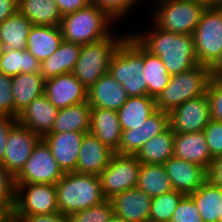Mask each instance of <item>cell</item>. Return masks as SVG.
I'll use <instances>...</instances> for the list:
<instances>
[{"instance_id":"6da1fadb","label":"cell","mask_w":222,"mask_h":222,"mask_svg":"<svg viewBox=\"0 0 222 222\" xmlns=\"http://www.w3.org/2000/svg\"><path fill=\"white\" fill-rule=\"evenodd\" d=\"M133 36L148 51L161 59L171 76L198 65L193 35L166 32L154 24V31L145 35L140 32Z\"/></svg>"},{"instance_id":"7a4b0ae2","label":"cell","mask_w":222,"mask_h":222,"mask_svg":"<svg viewBox=\"0 0 222 222\" xmlns=\"http://www.w3.org/2000/svg\"><path fill=\"white\" fill-rule=\"evenodd\" d=\"M143 45L133 36L119 45L113 54L108 73L122 85L128 97L148 95L144 78Z\"/></svg>"},{"instance_id":"3957f363","label":"cell","mask_w":222,"mask_h":222,"mask_svg":"<svg viewBox=\"0 0 222 222\" xmlns=\"http://www.w3.org/2000/svg\"><path fill=\"white\" fill-rule=\"evenodd\" d=\"M55 186L58 210L66 216L106 199L102 192L100 176L97 175L64 173Z\"/></svg>"},{"instance_id":"277c9868","label":"cell","mask_w":222,"mask_h":222,"mask_svg":"<svg viewBox=\"0 0 222 222\" xmlns=\"http://www.w3.org/2000/svg\"><path fill=\"white\" fill-rule=\"evenodd\" d=\"M114 20L94 3L76 12L62 16L59 25L63 41L80 45L100 41L110 34Z\"/></svg>"},{"instance_id":"5b68a950","label":"cell","mask_w":222,"mask_h":222,"mask_svg":"<svg viewBox=\"0 0 222 222\" xmlns=\"http://www.w3.org/2000/svg\"><path fill=\"white\" fill-rule=\"evenodd\" d=\"M211 78V68L201 64L171 76L168 85L156 99L157 109L170 113L184 102L207 94Z\"/></svg>"},{"instance_id":"8992f818","label":"cell","mask_w":222,"mask_h":222,"mask_svg":"<svg viewBox=\"0 0 222 222\" xmlns=\"http://www.w3.org/2000/svg\"><path fill=\"white\" fill-rule=\"evenodd\" d=\"M112 36L111 34L100 41L81 45L79 57L72 73L87 89L95 84L101 76L108 73L113 54L126 39V36L122 38Z\"/></svg>"},{"instance_id":"52a82bcc","label":"cell","mask_w":222,"mask_h":222,"mask_svg":"<svg viewBox=\"0 0 222 222\" xmlns=\"http://www.w3.org/2000/svg\"><path fill=\"white\" fill-rule=\"evenodd\" d=\"M153 23L166 32L193 35L206 6L195 0H160Z\"/></svg>"},{"instance_id":"ba28073f","label":"cell","mask_w":222,"mask_h":222,"mask_svg":"<svg viewBox=\"0 0 222 222\" xmlns=\"http://www.w3.org/2000/svg\"><path fill=\"white\" fill-rule=\"evenodd\" d=\"M193 36L198 64L212 68L222 55V6L206 7Z\"/></svg>"},{"instance_id":"9c48e42d","label":"cell","mask_w":222,"mask_h":222,"mask_svg":"<svg viewBox=\"0 0 222 222\" xmlns=\"http://www.w3.org/2000/svg\"><path fill=\"white\" fill-rule=\"evenodd\" d=\"M140 168L141 162L135 155L114 153L109 165L99 175L104 197L111 199L137 187Z\"/></svg>"},{"instance_id":"30bf717a","label":"cell","mask_w":222,"mask_h":222,"mask_svg":"<svg viewBox=\"0 0 222 222\" xmlns=\"http://www.w3.org/2000/svg\"><path fill=\"white\" fill-rule=\"evenodd\" d=\"M13 215L51 214L59 212L56 186L43 183H15Z\"/></svg>"},{"instance_id":"8fae6325","label":"cell","mask_w":222,"mask_h":222,"mask_svg":"<svg viewBox=\"0 0 222 222\" xmlns=\"http://www.w3.org/2000/svg\"><path fill=\"white\" fill-rule=\"evenodd\" d=\"M63 175L64 172L55 161L50 147L41 139L34 147L20 173L15 177V183L55 185Z\"/></svg>"},{"instance_id":"7c38bea8","label":"cell","mask_w":222,"mask_h":222,"mask_svg":"<svg viewBox=\"0 0 222 222\" xmlns=\"http://www.w3.org/2000/svg\"><path fill=\"white\" fill-rule=\"evenodd\" d=\"M42 138L16 122L8 133L6 151L1 164L15 178Z\"/></svg>"},{"instance_id":"4fadbf2b","label":"cell","mask_w":222,"mask_h":222,"mask_svg":"<svg viewBox=\"0 0 222 222\" xmlns=\"http://www.w3.org/2000/svg\"><path fill=\"white\" fill-rule=\"evenodd\" d=\"M170 127L175 134L203 131L211 120L207 94L192 98L170 113Z\"/></svg>"},{"instance_id":"5bb4252c","label":"cell","mask_w":222,"mask_h":222,"mask_svg":"<svg viewBox=\"0 0 222 222\" xmlns=\"http://www.w3.org/2000/svg\"><path fill=\"white\" fill-rule=\"evenodd\" d=\"M169 127V113L157 109L139 126L122 131L118 153L135 155L144 143L155 135L166 131Z\"/></svg>"},{"instance_id":"9a60e30c","label":"cell","mask_w":222,"mask_h":222,"mask_svg":"<svg viewBox=\"0 0 222 222\" xmlns=\"http://www.w3.org/2000/svg\"><path fill=\"white\" fill-rule=\"evenodd\" d=\"M88 89L70 72L45 80L44 94L57 109L87 101Z\"/></svg>"},{"instance_id":"2e32d148","label":"cell","mask_w":222,"mask_h":222,"mask_svg":"<svg viewBox=\"0 0 222 222\" xmlns=\"http://www.w3.org/2000/svg\"><path fill=\"white\" fill-rule=\"evenodd\" d=\"M163 165L173 189L184 195L195 192L207 180V170L196 163L173 156Z\"/></svg>"},{"instance_id":"e0dca14e","label":"cell","mask_w":222,"mask_h":222,"mask_svg":"<svg viewBox=\"0 0 222 222\" xmlns=\"http://www.w3.org/2000/svg\"><path fill=\"white\" fill-rule=\"evenodd\" d=\"M110 201L114 215L125 222H149L152 198L137 187L114 195Z\"/></svg>"},{"instance_id":"ac0fdd59","label":"cell","mask_w":222,"mask_h":222,"mask_svg":"<svg viewBox=\"0 0 222 222\" xmlns=\"http://www.w3.org/2000/svg\"><path fill=\"white\" fill-rule=\"evenodd\" d=\"M85 133L64 132L48 133L42 139L50 147L55 161L64 173L76 172V166Z\"/></svg>"},{"instance_id":"d6986e66","label":"cell","mask_w":222,"mask_h":222,"mask_svg":"<svg viewBox=\"0 0 222 222\" xmlns=\"http://www.w3.org/2000/svg\"><path fill=\"white\" fill-rule=\"evenodd\" d=\"M115 152L105 146L95 135L88 132L83 135L76 166L80 174L99 176L109 165Z\"/></svg>"},{"instance_id":"ffe728a7","label":"cell","mask_w":222,"mask_h":222,"mask_svg":"<svg viewBox=\"0 0 222 222\" xmlns=\"http://www.w3.org/2000/svg\"><path fill=\"white\" fill-rule=\"evenodd\" d=\"M58 111L42 94L18 114L17 122L43 138L52 131Z\"/></svg>"},{"instance_id":"44dd1931","label":"cell","mask_w":222,"mask_h":222,"mask_svg":"<svg viewBox=\"0 0 222 222\" xmlns=\"http://www.w3.org/2000/svg\"><path fill=\"white\" fill-rule=\"evenodd\" d=\"M127 94L120 83L109 73L104 74L93 84L87 93L91 107L118 111L127 101Z\"/></svg>"},{"instance_id":"7402d4cb","label":"cell","mask_w":222,"mask_h":222,"mask_svg":"<svg viewBox=\"0 0 222 222\" xmlns=\"http://www.w3.org/2000/svg\"><path fill=\"white\" fill-rule=\"evenodd\" d=\"M90 130L105 146L118 153L122 130L117 111L91 107Z\"/></svg>"},{"instance_id":"603a6c76","label":"cell","mask_w":222,"mask_h":222,"mask_svg":"<svg viewBox=\"0 0 222 222\" xmlns=\"http://www.w3.org/2000/svg\"><path fill=\"white\" fill-rule=\"evenodd\" d=\"M173 156L196 163L206 170L213 161L203 131L175 134Z\"/></svg>"},{"instance_id":"cb8c5ba5","label":"cell","mask_w":222,"mask_h":222,"mask_svg":"<svg viewBox=\"0 0 222 222\" xmlns=\"http://www.w3.org/2000/svg\"><path fill=\"white\" fill-rule=\"evenodd\" d=\"M45 78L41 73H20L12 76L14 117L22 112L34 99L44 94Z\"/></svg>"},{"instance_id":"d4e9b609","label":"cell","mask_w":222,"mask_h":222,"mask_svg":"<svg viewBox=\"0 0 222 222\" xmlns=\"http://www.w3.org/2000/svg\"><path fill=\"white\" fill-rule=\"evenodd\" d=\"M62 41L59 26L33 25L27 37L26 49L41 62L56 52Z\"/></svg>"},{"instance_id":"484cf974","label":"cell","mask_w":222,"mask_h":222,"mask_svg":"<svg viewBox=\"0 0 222 222\" xmlns=\"http://www.w3.org/2000/svg\"><path fill=\"white\" fill-rule=\"evenodd\" d=\"M80 49V44L62 41L56 52L40 62V73L45 80L72 72Z\"/></svg>"},{"instance_id":"4316f807","label":"cell","mask_w":222,"mask_h":222,"mask_svg":"<svg viewBox=\"0 0 222 222\" xmlns=\"http://www.w3.org/2000/svg\"><path fill=\"white\" fill-rule=\"evenodd\" d=\"M157 110L156 99L145 95L128 97L117 111L121 130L134 129Z\"/></svg>"},{"instance_id":"83f0119b","label":"cell","mask_w":222,"mask_h":222,"mask_svg":"<svg viewBox=\"0 0 222 222\" xmlns=\"http://www.w3.org/2000/svg\"><path fill=\"white\" fill-rule=\"evenodd\" d=\"M90 110L88 101L59 109L50 133L81 132L90 130Z\"/></svg>"},{"instance_id":"f1b7e54d","label":"cell","mask_w":222,"mask_h":222,"mask_svg":"<svg viewBox=\"0 0 222 222\" xmlns=\"http://www.w3.org/2000/svg\"><path fill=\"white\" fill-rule=\"evenodd\" d=\"M195 202L204 222H219L222 218V188L208 179L189 195Z\"/></svg>"},{"instance_id":"f546056e","label":"cell","mask_w":222,"mask_h":222,"mask_svg":"<svg viewBox=\"0 0 222 222\" xmlns=\"http://www.w3.org/2000/svg\"><path fill=\"white\" fill-rule=\"evenodd\" d=\"M174 135L175 133L169 127L144 143L135 156L143 164H164L173 157Z\"/></svg>"},{"instance_id":"4dcf8cb0","label":"cell","mask_w":222,"mask_h":222,"mask_svg":"<svg viewBox=\"0 0 222 222\" xmlns=\"http://www.w3.org/2000/svg\"><path fill=\"white\" fill-rule=\"evenodd\" d=\"M18 12L33 25L59 26L62 20L55 0H18Z\"/></svg>"},{"instance_id":"1f68e13d","label":"cell","mask_w":222,"mask_h":222,"mask_svg":"<svg viewBox=\"0 0 222 222\" xmlns=\"http://www.w3.org/2000/svg\"><path fill=\"white\" fill-rule=\"evenodd\" d=\"M33 24L19 12L0 24V41L5 49L25 50L27 37Z\"/></svg>"},{"instance_id":"d6a6232c","label":"cell","mask_w":222,"mask_h":222,"mask_svg":"<svg viewBox=\"0 0 222 222\" xmlns=\"http://www.w3.org/2000/svg\"><path fill=\"white\" fill-rule=\"evenodd\" d=\"M137 188L151 198L174 190L163 164L141 163Z\"/></svg>"},{"instance_id":"836d02e7","label":"cell","mask_w":222,"mask_h":222,"mask_svg":"<svg viewBox=\"0 0 222 222\" xmlns=\"http://www.w3.org/2000/svg\"><path fill=\"white\" fill-rule=\"evenodd\" d=\"M144 78L148 85V96L157 99L168 85L171 75L163 62L143 46Z\"/></svg>"},{"instance_id":"e575fe53","label":"cell","mask_w":222,"mask_h":222,"mask_svg":"<svg viewBox=\"0 0 222 222\" xmlns=\"http://www.w3.org/2000/svg\"><path fill=\"white\" fill-rule=\"evenodd\" d=\"M0 72L11 77L20 73H40V62L27 49H5L0 57Z\"/></svg>"},{"instance_id":"d590c367","label":"cell","mask_w":222,"mask_h":222,"mask_svg":"<svg viewBox=\"0 0 222 222\" xmlns=\"http://www.w3.org/2000/svg\"><path fill=\"white\" fill-rule=\"evenodd\" d=\"M185 195L172 190L152 198L149 222H170L175 209Z\"/></svg>"},{"instance_id":"8d00e7d4","label":"cell","mask_w":222,"mask_h":222,"mask_svg":"<svg viewBox=\"0 0 222 222\" xmlns=\"http://www.w3.org/2000/svg\"><path fill=\"white\" fill-rule=\"evenodd\" d=\"M114 215L110 199L68 215L69 222H107Z\"/></svg>"},{"instance_id":"74e56055","label":"cell","mask_w":222,"mask_h":222,"mask_svg":"<svg viewBox=\"0 0 222 222\" xmlns=\"http://www.w3.org/2000/svg\"><path fill=\"white\" fill-rule=\"evenodd\" d=\"M15 178L0 162V209L4 213L12 211L15 202Z\"/></svg>"},{"instance_id":"f35d334b","label":"cell","mask_w":222,"mask_h":222,"mask_svg":"<svg viewBox=\"0 0 222 222\" xmlns=\"http://www.w3.org/2000/svg\"><path fill=\"white\" fill-rule=\"evenodd\" d=\"M170 222H204L199 210L189 195H185L175 209Z\"/></svg>"},{"instance_id":"ab89813d","label":"cell","mask_w":222,"mask_h":222,"mask_svg":"<svg viewBox=\"0 0 222 222\" xmlns=\"http://www.w3.org/2000/svg\"><path fill=\"white\" fill-rule=\"evenodd\" d=\"M209 152L213 159L222 156V122L211 119L204 128Z\"/></svg>"},{"instance_id":"60d3db41","label":"cell","mask_w":222,"mask_h":222,"mask_svg":"<svg viewBox=\"0 0 222 222\" xmlns=\"http://www.w3.org/2000/svg\"><path fill=\"white\" fill-rule=\"evenodd\" d=\"M99 9L106 12L113 20L123 17L139 0H91Z\"/></svg>"},{"instance_id":"b9f144b4","label":"cell","mask_w":222,"mask_h":222,"mask_svg":"<svg viewBox=\"0 0 222 222\" xmlns=\"http://www.w3.org/2000/svg\"><path fill=\"white\" fill-rule=\"evenodd\" d=\"M0 116L14 117L12 77L0 72Z\"/></svg>"},{"instance_id":"7bdbcfd3","label":"cell","mask_w":222,"mask_h":222,"mask_svg":"<svg viewBox=\"0 0 222 222\" xmlns=\"http://www.w3.org/2000/svg\"><path fill=\"white\" fill-rule=\"evenodd\" d=\"M207 96L210 103L211 119L222 122V78H211Z\"/></svg>"},{"instance_id":"ee69618b","label":"cell","mask_w":222,"mask_h":222,"mask_svg":"<svg viewBox=\"0 0 222 222\" xmlns=\"http://www.w3.org/2000/svg\"><path fill=\"white\" fill-rule=\"evenodd\" d=\"M18 222H69L68 217L60 212L51 214L14 215Z\"/></svg>"},{"instance_id":"f6af8a7d","label":"cell","mask_w":222,"mask_h":222,"mask_svg":"<svg viewBox=\"0 0 222 222\" xmlns=\"http://www.w3.org/2000/svg\"><path fill=\"white\" fill-rule=\"evenodd\" d=\"M16 122L15 117L0 116V162L4 159L8 133Z\"/></svg>"},{"instance_id":"bcb514c9","label":"cell","mask_w":222,"mask_h":222,"mask_svg":"<svg viewBox=\"0 0 222 222\" xmlns=\"http://www.w3.org/2000/svg\"><path fill=\"white\" fill-rule=\"evenodd\" d=\"M91 2V0H55L62 16L81 10Z\"/></svg>"},{"instance_id":"7dc6e473","label":"cell","mask_w":222,"mask_h":222,"mask_svg":"<svg viewBox=\"0 0 222 222\" xmlns=\"http://www.w3.org/2000/svg\"><path fill=\"white\" fill-rule=\"evenodd\" d=\"M207 179L222 188V156L213 159L207 170Z\"/></svg>"},{"instance_id":"c3c4849f","label":"cell","mask_w":222,"mask_h":222,"mask_svg":"<svg viewBox=\"0 0 222 222\" xmlns=\"http://www.w3.org/2000/svg\"><path fill=\"white\" fill-rule=\"evenodd\" d=\"M18 12V0H0V24Z\"/></svg>"},{"instance_id":"681fc988","label":"cell","mask_w":222,"mask_h":222,"mask_svg":"<svg viewBox=\"0 0 222 222\" xmlns=\"http://www.w3.org/2000/svg\"><path fill=\"white\" fill-rule=\"evenodd\" d=\"M212 77L222 78V55L217 63L211 68Z\"/></svg>"},{"instance_id":"f907efd6","label":"cell","mask_w":222,"mask_h":222,"mask_svg":"<svg viewBox=\"0 0 222 222\" xmlns=\"http://www.w3.org/2000/svg\"><path fill=\"white\" fill-rule=\"evenodd\" d=\"M198 3H202L206 7H220L222 6V0H195Z\"/></svg>"},{"instance_id":"816d5d0a","label":"cell","mask_w":222,"mask_h":222,"mask_svg":"<svg viewBox=\"0 0 222 222\" xmlns=\"http://www.w3.org/2000/svg\"><path fill=\"white\" fill-rule=\"evenodd\" d=\"M0 222H18V219L11 213H4L0 217Z\"/></svg>"},{"instance_id":"f5cc1de1","label":"cell","mask_w":222,"mask_h":222,"mask_svg":"<svg viewBox=\"0 0 222 222\" xmlns=\"http://www.w3.org/2000/svg\"><path fill=\"white\" fill-rule=\"evenodd\" d=\"M107 222H125V221L122 220L121 218L113 215Z\"/></svg>"},{"instance_id":"db71d44e","label":"cell","mask_w":222,"mask_h":222,"mask_svg":"<svg viewBox=\"0 0 222 222\" xmlns=\"http://www.w3.org/2000/svg\"><path fill=\"white\" fill-rule=\"evenodd\" d=\"M4 51H5L4 44L0 41V57L2 56V54L4 53Z\"/></svg>"},{"instance_id":"11a10c76","label":"cell","mask_w":222,"mask_h":222,"mask_svg":"<svg viewBox=\"0 0 222 222\" xmlns=\"http://www.w3.org/2000/svg\"><path fill=\"white\" fill-rule=\"evenodd\" d=\"M4 214V212L0 209V217Z\"/></svg>"}]
</instances>
